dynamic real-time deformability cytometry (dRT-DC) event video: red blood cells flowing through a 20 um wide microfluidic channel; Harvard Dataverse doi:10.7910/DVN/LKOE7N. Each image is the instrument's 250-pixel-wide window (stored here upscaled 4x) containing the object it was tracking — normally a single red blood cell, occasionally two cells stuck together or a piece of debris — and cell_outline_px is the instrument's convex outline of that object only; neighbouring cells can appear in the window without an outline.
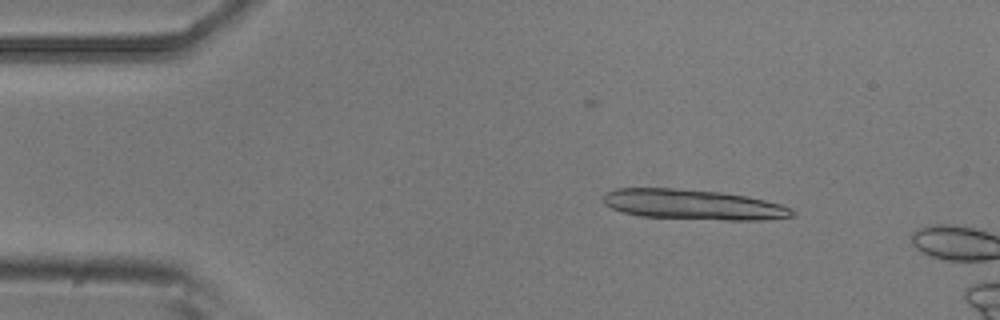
{"species": "common noctule bat (a hibernating species)", "species_latin": "Nyctalus noctula", "temperature_condition": "room temperature", "stored_images_in_passage": 3, "camera_frame_rate_fps": 3000, "um_per_image_px": 0.085, "animal": {"sex": "male", "body_mass_g": 20.5, "forearm_length_mm": 52.5}, "frame": {"image": 1, "passage_image": 2, "time_ms": 0.333, "image_size_px": [1000, 320], "cell_outline_px": [[796, 216], [768, 220], [724, 220], [640, 216], [624, 212], [612, 208], [604, 204], [600, 196], [604, 192], [616, 188], [672, 188], [720, 192], [744, 196], [764, 200], [780, 204], [792, 208], [796, 212]], "centroid_in_image_um": [58.91, 17.39], "position_along_channel_um": 26.1, "area_um2": 33.41}}